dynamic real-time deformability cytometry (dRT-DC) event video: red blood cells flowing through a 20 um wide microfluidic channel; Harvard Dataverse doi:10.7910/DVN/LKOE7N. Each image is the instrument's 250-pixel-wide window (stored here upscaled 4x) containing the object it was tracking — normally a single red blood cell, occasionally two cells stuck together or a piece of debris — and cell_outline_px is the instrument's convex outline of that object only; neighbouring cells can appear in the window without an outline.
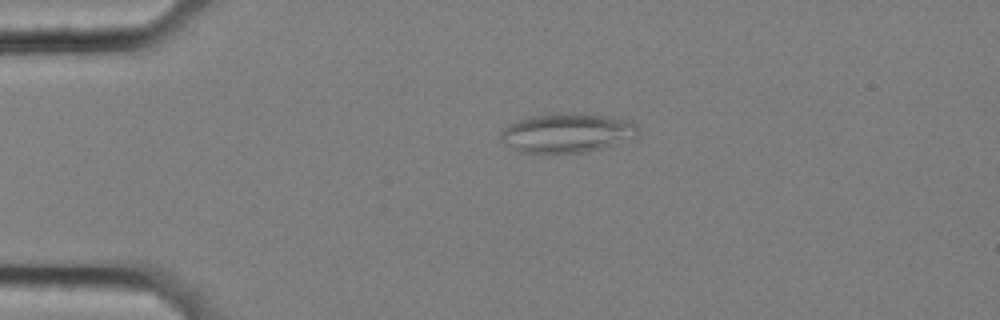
{"species": "common noctule bat (a hibernating species)", "species_latin": "Nyctalus noctula", "temperature_condition": "cold", "stored_images_in_passage": 46, "segment_of_instrument_passage": [1, 2], "camera_frame_rate_fps": 3000, "um_per_image_px": 0.085, "animal": {"sex": "female", "body_mass_g": 25.1}, "frame": {"image": 1, "passage_image": 1, "time_ms": 0.0, "image_size_px": [1000, 320], "cell_outline_px": [[640, 132], [636, 136], [600, 148], [584, 152], [552, 156], [540, 156], [520, 152], [504, 144], [500, 140], [500, 132], [508, 124], [516, 120], [528, 116], [548, 112], [580, 112], [612, 116], [628, 120], [636, 124], [640, 128]], "centroid_in_image_um": [48.11, 11.3], "position_along_channel_um": 36.9, "area_um2": 33.0}}